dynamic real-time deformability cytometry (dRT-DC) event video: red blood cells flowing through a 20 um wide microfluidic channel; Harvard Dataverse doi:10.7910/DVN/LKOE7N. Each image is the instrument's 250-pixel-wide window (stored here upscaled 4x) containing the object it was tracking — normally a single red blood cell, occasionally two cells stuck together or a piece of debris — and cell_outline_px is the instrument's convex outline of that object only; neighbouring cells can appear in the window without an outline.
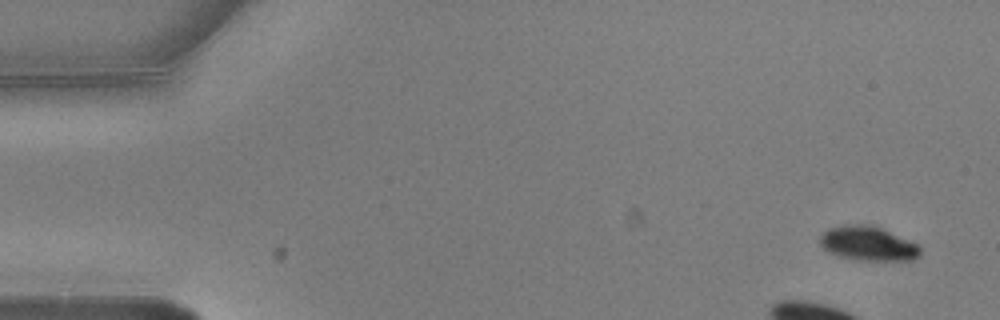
{"species": "common noctule bat (a hibernating species)", "species_latin": "Nyctalus noctula", "temperature_condition": "warm", "stored_images_in_passage": 7, "camera_frame_rate_fps": 3000, "um_per_image_px": 0.085, "animal": {"sex": "male", "body_mass_g": 20.5, "forearm_length_mm": 52.5}, "frame": {"image": 1, "passage_image": 1, "time_ms": 0.0, "image_size_px": [1000, 320], "cell_outline_px": [[920, 256], [912, 260], [860, 260], [840, 256], [828, 252], [820, 244], [820, 236], [828, 228], [844, 224], [872, 224], [920, 244]], "centroid_in_image_um": [73.8, 20.68], "position_along_channel_um": 11.2, "area_um2": 20.23}}
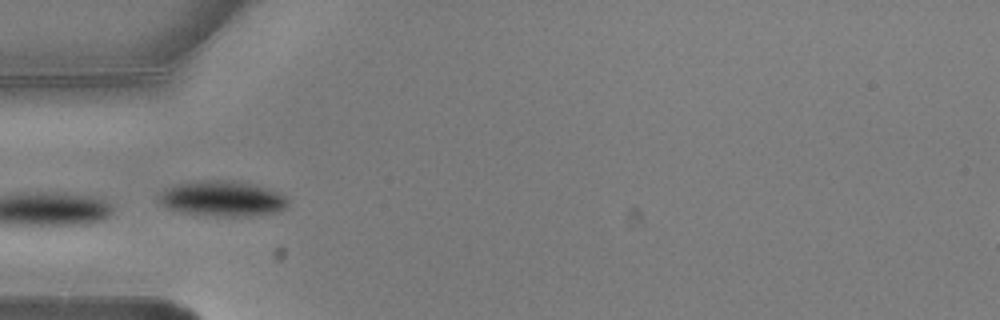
{"frame": {"image": 2, "passage_image": 4, "time_ms": 1.0, "image_size_px": [1000, 320], "cell_outline_px": [[288, 204], [280, 212], [256, 216], [216, 216], [184, 212], [168, 208], [160, 204], [156, 200], [156, 196], [164, 188], [176, 184], [212, 180], [224, 180], [248, 184], [268, 188], [280, 192], [288, 200]], "centroid_in_image_um": [18.89, 16.9], "position_along_channel_um": 66.1, "area_um2": 26.65}}